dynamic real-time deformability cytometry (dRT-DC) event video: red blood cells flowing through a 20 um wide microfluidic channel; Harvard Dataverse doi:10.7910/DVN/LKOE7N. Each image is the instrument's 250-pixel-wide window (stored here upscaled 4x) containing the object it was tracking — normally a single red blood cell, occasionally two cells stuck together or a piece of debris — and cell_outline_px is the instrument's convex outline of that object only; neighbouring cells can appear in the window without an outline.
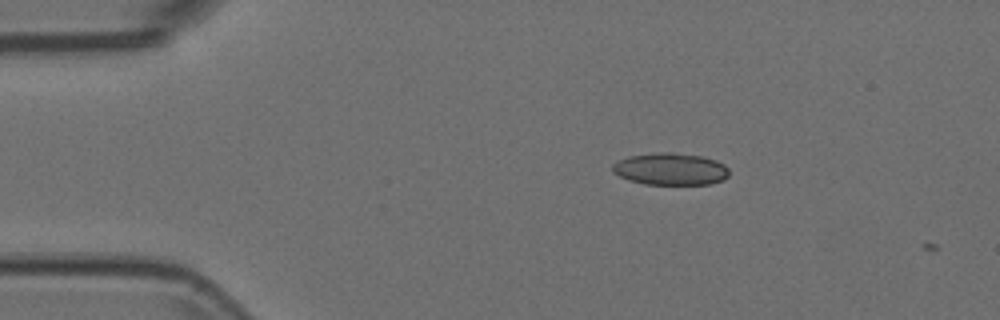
{"species": "Egyptian fruit bat (a non-hibernating species)", "species_latin": "Rousettus aegyptiacus", "temperature_condition": "room temperature", "stored_images_in_passage": 3, "camera_frame_rate_fps": 3000, "um_per_image_px": 0.085, "animal": {"sex": "female"}, "frame": {"image": 1, "passage_image": 2, "time_ms": 0.333, "image_size_px": [1000, 320], "cell_outline_px": [[728, 176], [724, 180], [708, 184], [644, 184], [628, 180], [612, 172], [612, 164], [628, 156], [660, 152], [672, 152], [700, 156], [716, 160], [724, 164], [728, 168]], "centroid_in_image_um": [56.99, 14.37], "position_along_channel_um": 28.0, "area_um2": 21.79}}